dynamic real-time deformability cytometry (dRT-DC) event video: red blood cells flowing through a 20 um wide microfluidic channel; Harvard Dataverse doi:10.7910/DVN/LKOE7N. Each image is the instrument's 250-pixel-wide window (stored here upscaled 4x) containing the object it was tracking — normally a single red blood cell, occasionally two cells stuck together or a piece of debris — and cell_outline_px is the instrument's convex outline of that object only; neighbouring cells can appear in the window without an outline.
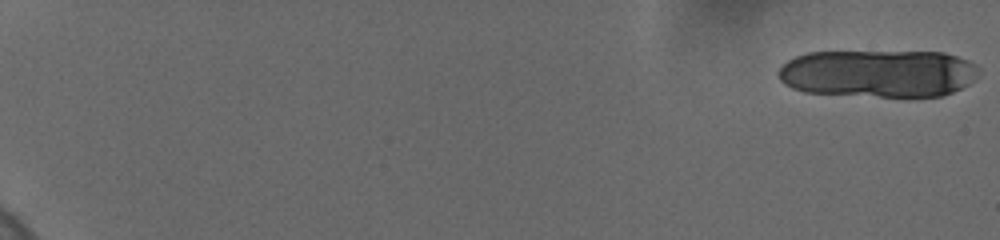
{"species": "human", "species_latin": "Homo sapiens", "temperature_condition": "cold", "stored_images_in_passage": 20, "camera_frame_rate_fps": 3000, "um_per_image_px": 0.085, "donor": {"sex": "female"}, "frame": {"image": 1, "passage_image": 1, "time_ms": 0.0, "image_size_px": [1000, 240], "cell_outline_px": [[980, 68], [972, 80], [968, 84], [952, 92], [940, 96], [880, 96], [804, 92], [792, 88], [784, 84], [780, 80], [776, 72], [788, 60], [796, 56], [808, 52], [944, 52], [968, 60], [976, 64]], "centroid_in_image_um": [74.63, 6.23], "position_along_channel_um": 10.4, "area_um2": 55.49}}